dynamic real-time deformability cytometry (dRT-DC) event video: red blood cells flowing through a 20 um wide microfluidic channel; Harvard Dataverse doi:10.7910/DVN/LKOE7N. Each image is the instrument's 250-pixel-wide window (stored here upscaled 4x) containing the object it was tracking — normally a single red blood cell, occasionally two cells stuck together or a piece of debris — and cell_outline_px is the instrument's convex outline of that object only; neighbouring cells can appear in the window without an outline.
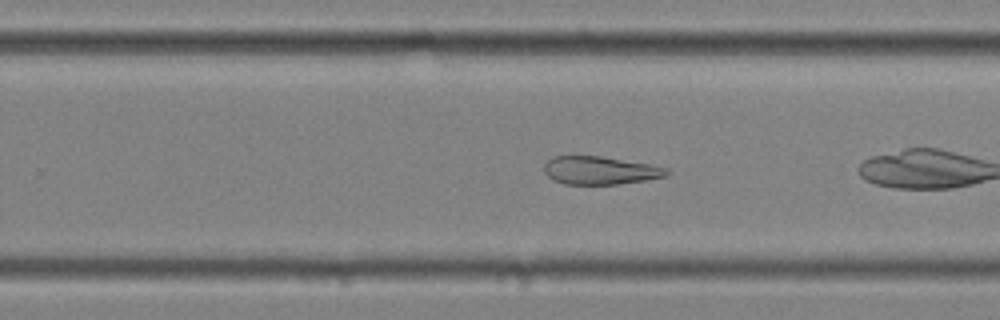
{"species": "common noctule bat (a hibernating species)", "species_latin": "Nyctalus noctula", "temperature_condition": "cold", "stored_images_in_passage": 38, "camera_frame_rate_fps": 3000, "um_per_image_px": 0.085, "animal": {"sex": "female", "body_mass_g": 25.1}, "frame": {"image": 1, "passage_image": 17, "time_ms": 5.333, "image_size_px": [1000, 320], "cell_outline_px": [[672, 172], [668, 176], [620, 184], [564, 184], [548, 176], [544, 172], [544, 164], [552, 156], [600, 156], [648, 164], [668, 168]], "centroid_in_image_um": [51.03, 14.48], "position_along_channel_um": 278.8, "area_um2": 20.0}, "authors_computed_cell_mechanics": {"area_um2": 22.9177, "velocity_mm_per_s": 3.5364, "shape_relaxation_time_tau1_ms": null, "shape_relaxation_time_tau2_ms": 3.1137, "deformation_change_tau1": null, "deformation_change_tau2": 0.1144}}